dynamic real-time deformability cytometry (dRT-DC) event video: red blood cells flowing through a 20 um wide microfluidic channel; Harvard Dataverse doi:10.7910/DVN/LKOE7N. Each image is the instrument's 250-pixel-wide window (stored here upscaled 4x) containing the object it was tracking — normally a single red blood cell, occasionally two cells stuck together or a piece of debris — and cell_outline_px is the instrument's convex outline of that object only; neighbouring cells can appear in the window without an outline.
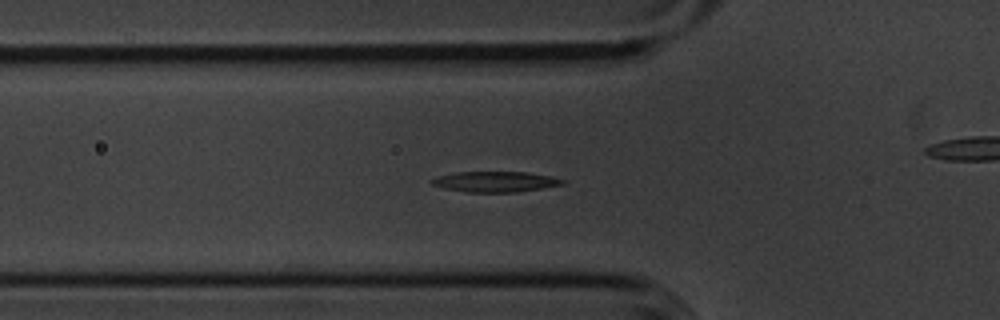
{"species": "common noctule bat (a hibernating species)", "species_latin": "Nyctalus noctula", "temperature_condition": "cold", "stored_images_in_passage": 40, "camera_frame_rate_fps": 3000, "um_per_image_px": 0.085, "animal": {"sex": "male", "body_mass_g": 20.1, "forearm_length_mm": 53.5}, "frame": {"image": 1, "passage_image": 2, "time_ms": 0.333, "image_size_px": [1000, 320], "cell_outline_px": [[564, 184], [516, 192], [468, 192], [444, 188], [432, 184], [428, 180], [440, 176], [456, 172], [524, 172], [552, 176], [564, 180]], "centroid_in_image_um": [42.08, 15.44], "position_along_channel_um": 83.7, "area_um2": 15.43}}
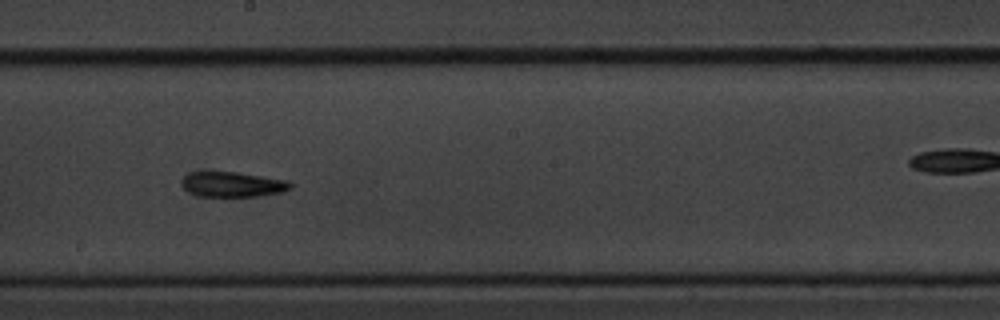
{"frame": {"image": 2, "passage_image": 14, "time_ms": 4.333, "image_size_px": [1000, 320], "cell_outline_px": [[292, 188], [284, 192], [256, 196], [200, 196], [188, 192], [180, 184], [180, 180], [184, 176], [192, 172], [236, 172], [288, 180], [292, 184]], "centroid_in_image_um": [19.77, 15.67], "position_along_channel_um": 228.4, "area_um2": 15.95}}
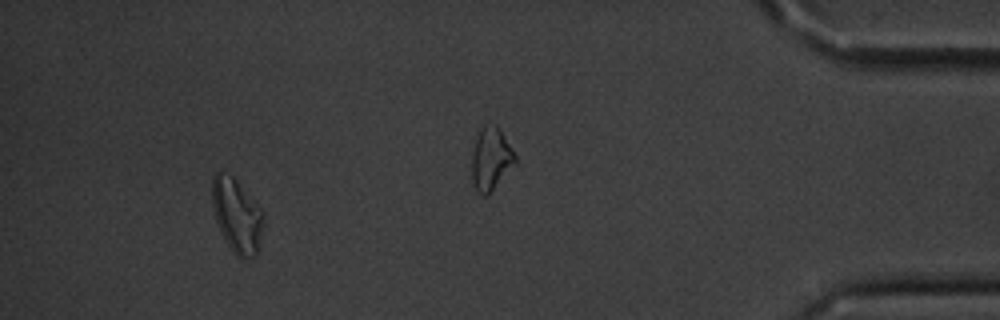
{"frame": {"image": 3, "passage_image": 35, "time_ms": 11.333, "image_size_px": [1000, 320], "cell_outline_px": [[264, 224], [260, 244], [256, 256], [248, 260], [244, 260], [236, 256], [232, 252], [216, 220], [212, 204], [212, 176], [216, 172], [220, 172], [232, 176], [236, 180], [260, 208], [264, 216]], "centroid_in_image_um": [20.15, 18.37], "position_along_channel_um": 415.0, "area_um2": 22.08}}